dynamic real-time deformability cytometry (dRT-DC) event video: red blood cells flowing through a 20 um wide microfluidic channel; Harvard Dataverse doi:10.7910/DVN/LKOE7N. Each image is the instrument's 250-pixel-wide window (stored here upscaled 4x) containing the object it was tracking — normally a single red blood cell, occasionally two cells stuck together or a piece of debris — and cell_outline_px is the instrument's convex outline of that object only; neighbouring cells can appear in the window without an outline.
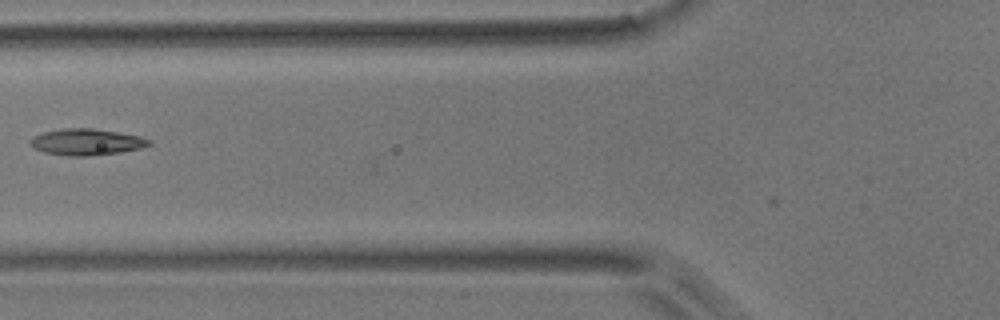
{"species": "common noctule bat (a hibernating species)", "species_latin": "Nyctalus noctula", "temperature_condition": "room temperature", "stored_images_in_passage": 7, "camera_frame_rate_fps": 3000, "um_per_image_px": 0.085, "animal": {"sex": "male", "body_mass_g": 17.9}, "frame": {"image": 1, "passage_image": 3, "time_ms": 2.667, "image_size_px": [1000, 320], "cell_outline_px": [[152, 144], [140, 148], [120, 152], [84, 156], [68, 156], [44, 152], [28, 144], [28, 140], [32, 136], [44, 132], [64, 128], [92, 128], [140, 136], [152, 140]], "centroid_in_image_um": [7.33, 12.06], "position_along_channel_um": 118.5, "area_um2": 18.21}}
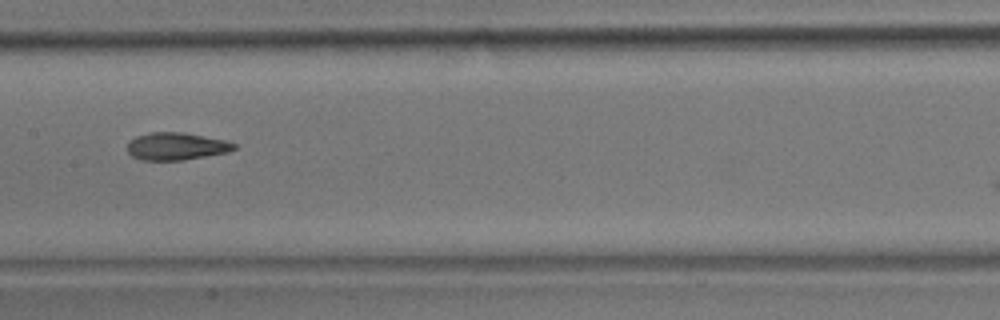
{"frame": {"image": 2, "passage_image": 5, "time_ms": 4.667, "image_size_px": [1000, 320], "cell_outline_px": [[236, 148], [228, 152], [184, 160], [140, 160], [132, 156], [128, 152], [128, 144], [136, 136], [152, 132], [184, 132], [224, 140], [236, 144]], "centroid_in_image_um": [14.99, 12.44], "position_along_channel_um": 192.4, "area_um2": 16.99}}
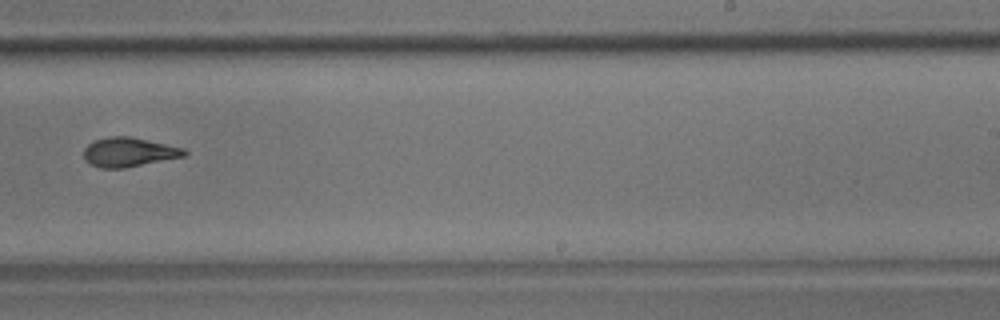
{"frame": {"image": 3, "passage_image": 7, "time_ms": 7.0, "image_size_px": [1000, 320], "cell_outline_px": [[188, 152], [184, 156], [124, 168], [100, 168], [88, 164], [84, 160], [84, 148], [88, 144], [96, 140], [108, 136], [128, 136], [184, 148]], "centroid_in_image_um": [10.9, 12.94], "position_along_channel_um": 278.1, "area_um2": 17.05}}